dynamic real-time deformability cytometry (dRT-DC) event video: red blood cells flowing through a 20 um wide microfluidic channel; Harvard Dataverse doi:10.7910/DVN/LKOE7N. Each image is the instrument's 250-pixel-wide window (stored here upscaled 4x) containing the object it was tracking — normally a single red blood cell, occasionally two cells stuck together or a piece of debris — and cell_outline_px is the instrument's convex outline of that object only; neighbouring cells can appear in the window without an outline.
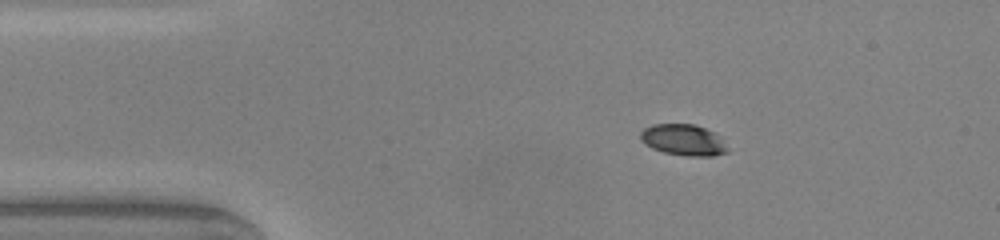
{"species": "common noctule bat (a hibernating species)", "species_latin": "Nyctalus noctula", "temperature_condition": "warm", "stored_images_in_passage": 46, "camera_frame_rate_fps": 3000, "um_per_image_px": 0.085, "animal": {"sex": "male", "body_mass_g": 20.0, "forearm_length_mm": 53.3}, "frame": {"image": 1, "passage_image": 5, "time_ms": 1.333, "image_size_px": [1000, 240], "cell_outline_px": [[728, 152], [712, 156], [688, 156], [664, 152], [652, 148], [644, 144], [640, 140], [640, 132], [644, 128], [652, 124], [696, 124], [716, 132], [728, 148]], "centroid_in_image_um": [58.09, 11.88], "position_along_channel_um": 26.9, "area_um2": 16.01}}
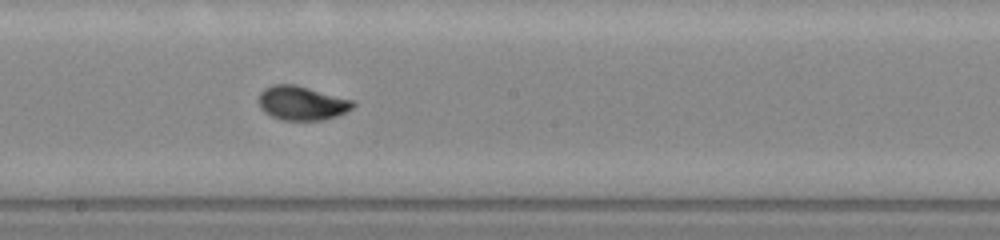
{"frame": {"image": 2, "passage_image": 23, "time_ms": 7.333, "image_size_px": [1000, 240], "cell_outline_px": [[356, 104], [352, 108], [336, 116], [320, 120], [284, 120], [272, 116], [264, 112], [260, 108], [260, 92], [264, 88], [272, 84], [292, 84], [308, 88], [352, 100]], "centroid_in_image_um": [25.63, 8.76], "position_along_channel_um": 222.6, "area_um2": 18.38}}
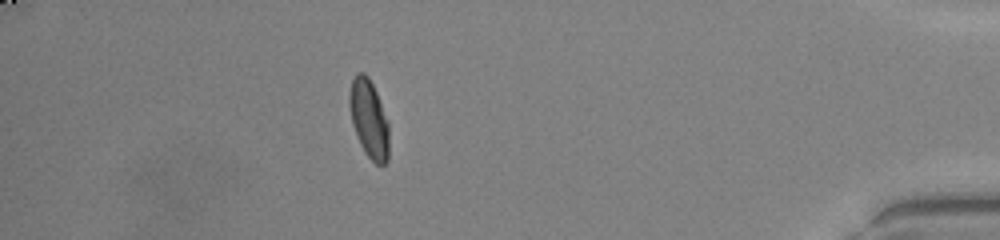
{"frame": {"image": 3, "passage_image": 40, "time_ms": 13.0, "image_size_px": [1000, 240], "cell_outline_px": [[388, 160], [384, 164], [376, 164], [364, 152], [360, 144], [352, 124], [348, 104], [348, 96], [352, 80], [356, 72], [364, 72], [368, 76], [376, 92], [388, 124]], "centroid_in_image_um": [31.33, 10.08], "position_along_channel_um": 403.9, "area_um2": 17.92}, "authors_computed_cell_mechanics": {"area_um2": 17.918, "velocity_mm_per_s": 4.1324, "shape_relaxation_time_tau1_ms": 3.1402, "shape_relaxation_time_tau2_ms": null, "deformation_change_tau1": 0.1395, "deformation_change_tau2": null}}